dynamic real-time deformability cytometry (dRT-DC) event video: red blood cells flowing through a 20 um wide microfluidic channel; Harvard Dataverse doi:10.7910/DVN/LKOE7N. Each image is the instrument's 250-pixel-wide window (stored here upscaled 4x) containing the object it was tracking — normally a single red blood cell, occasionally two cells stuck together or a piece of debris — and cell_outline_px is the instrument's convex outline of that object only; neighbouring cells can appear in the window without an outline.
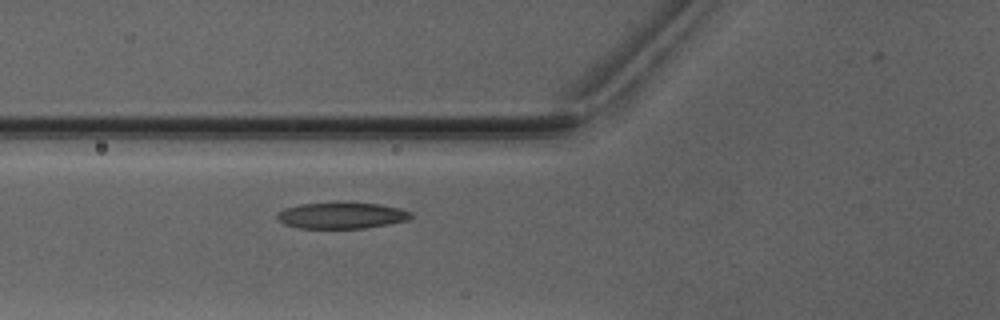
{"species": "Egyptian fruit bat (a non-hibernating species)", "species_latin": "Rousettus aegyptiacus", "temperature_condition": "warm", "stored_images_in_passage": 5, "camera_frame_rate_fps": 3000, "um_per_image_px": 0.085, "animal": {"sex": "male"}, "frame": {"image": 1, "passage_image": 5, "time_ms": 5.667, "image_size_px": [1000, 320], "cell_outline_px": [[412, 216], [408, 220], [388, 224], [364, 228], [300, 228], [284, 224], [276, 216], [276, 212], [284, 208], [300, 204], [380, 204], [400, 208], [412, 212]], "centroid_in_image_um": [29.03, 18.33], "position_along_channel_um": 96.8, "area_um2": 20.0}}